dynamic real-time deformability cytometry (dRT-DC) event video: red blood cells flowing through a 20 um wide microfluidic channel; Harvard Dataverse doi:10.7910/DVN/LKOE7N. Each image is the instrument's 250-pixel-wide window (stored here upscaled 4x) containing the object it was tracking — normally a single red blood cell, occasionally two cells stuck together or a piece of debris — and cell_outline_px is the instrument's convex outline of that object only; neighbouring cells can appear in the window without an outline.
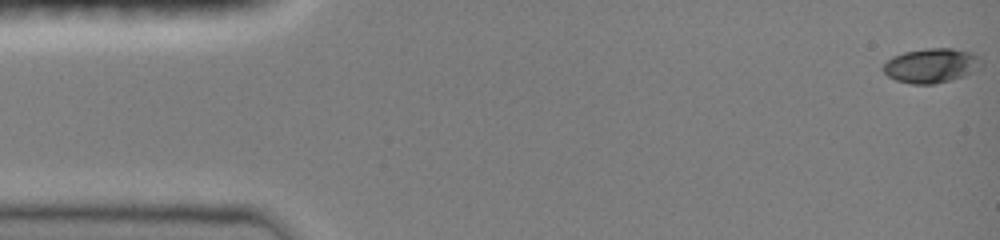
{"species": "common noctule bat (a hibernating species)", "species_latin": "Nyctalus noctula", "temperature_condition": "room temperature", "stored_images_in_passage": 12, "camera_frame_rate_fps": 3000, "um_per_image_px": 0.085, "animal": {"sex": "female", "body_mass_g": 19.0, "forearm_length_mm": 51.5}, "frame": {"image": 1, "passage_image": 1, "time_ms": 0.0, "image_size_px": [1000, 240], "cell_outline_px": [[984, 64], [980, 68], [964, 76], [932, 84], [912, 84], [896, 80], [888, 76], [880, 68], [892, 56], [904, 52], [924, 48], [952, 48], [972, 52], [980, 56]], "centroid_in_image_um": [79.18, 5.55], "position_along_channel_um": 5.8, "area_um2": 19.94}}
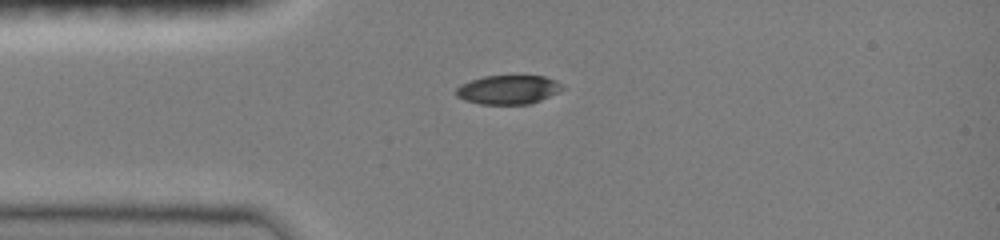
{"frame": {"image": 2, "passage_image": 6, "time_ms": 3.667, "image_size_px": [1000, 240], "cell_outline_px": [[564, 88], [540, 100], [528, 104], [480, 104], [464, 100], [456, 96], [456, 88], [460, 84], [484, 76], [544, 76], [556, 80]], "centroid_in_image_um": [43.15, 7.62], "position_along_channel_um": 41.8, "area_um2": 17.74}}
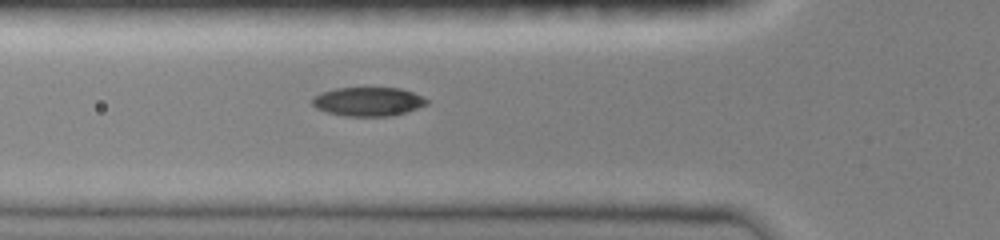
{"frame": {"image": 3, "passage_image": 10, "time_ms": 5.333, "image_size_px": [1000, 240], "cell_outline_px": [[428, 104], [408, 112], [392, 116], [344, 116], [328, 112], [316, 108], [312, 104], [312, 96], [320, 92], [336, 88], [400, 88], [412, 92], [428, 100]], "centroid_in_image_um": [31.28, 8.64], "position_along_channel_um": 94.5, "area_um2": 19.36}}